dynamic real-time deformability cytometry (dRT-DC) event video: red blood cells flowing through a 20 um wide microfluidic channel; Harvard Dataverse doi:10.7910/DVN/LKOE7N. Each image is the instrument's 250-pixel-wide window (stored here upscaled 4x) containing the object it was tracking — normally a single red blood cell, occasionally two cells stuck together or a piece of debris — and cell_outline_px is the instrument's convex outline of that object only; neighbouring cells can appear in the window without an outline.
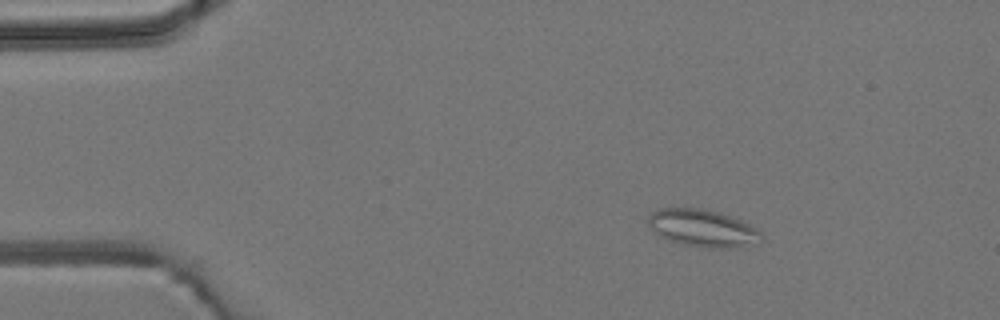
{"species": "common noctule bat (a hibernating species)", "species_latin": "Nyctalus noctula", "temperature_condition": "room temperature", "stored_images_in_passage": 4, "camera_frame_rate_fps": 3000, "um_per_image_px": 0.085, "animal": {"sex": "male", "body_mass_g": 19.2, "forearm_length_mm": 51.8}, "frame": {"image": 1, "passage_image": 2, "time_ms": 1.0, "image_size_px": [1000, 320], "cell_outline_px": [[764, 240], [744, 248], [712, 248], [684, 244], [668, 240], [656, 232], [648, 224], [648, 216], [652, 212], [660, 208], [700, 208], [720, 212], [740, 220], [756, 228], [764, 236]], "centroid_in_image_um": [59.79, 19.4], "position_along_channel_um": 25.2, "area_um2": 24.68}}